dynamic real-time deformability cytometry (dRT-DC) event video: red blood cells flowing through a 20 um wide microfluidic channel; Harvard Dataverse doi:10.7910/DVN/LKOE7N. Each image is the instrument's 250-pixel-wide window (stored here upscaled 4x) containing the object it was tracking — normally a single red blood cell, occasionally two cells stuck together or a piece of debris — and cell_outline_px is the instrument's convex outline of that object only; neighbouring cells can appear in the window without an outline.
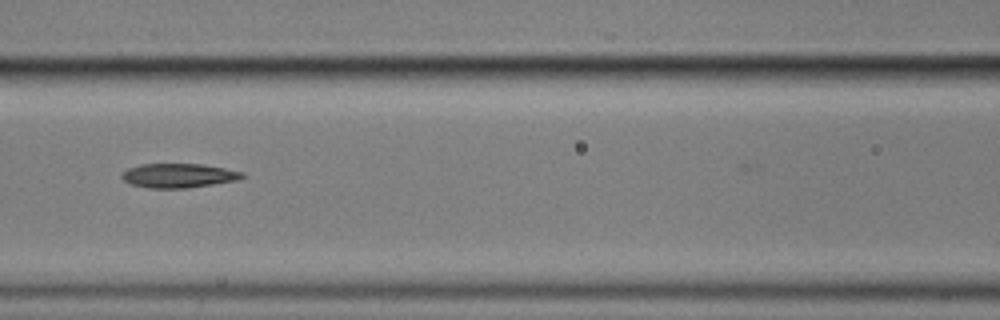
{"species": "common noctule bat (a hibernating species)", "species_latin": "Nyctalus noctula", "temperature_condition": "cold", "stored_images_in_passage": 10, "camera_frame_rate_fps": 3000, "um_per_image_px": 0.085, "animal": {"sex": "male", "body_mass_g": 17.9}, "frame": {"image": 1, "passage_image": 6, "time_ms": 7.667, "image_size_px": [1000, 320], "cell_outline_px": [[244, 176], [236, 180], [188, 188], [148, 188], [132, 184], [124, 180], [120, 176], [128, 168], [140, 164], [200, 164], [224, 168], [244, 172]], "centroid_in_image_um": [15.16, 14.92], "position_along_channel_um": 151.4, "area_um2": 16.82}}
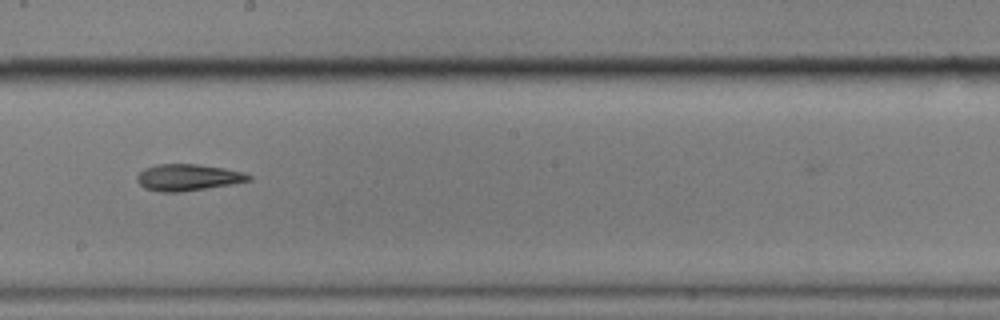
{"frame": {"image": 2, "passage_image": 8, "time_ms": 10.0, "image_size_px": [1000, 320], "cell_outline_px": [[252, 180], [232, 184], [180, 192], [156, 192], [144, 188], [136, 180], [136, 176], [144, 168], [156, 164], [196, 164], [224, 168], [244, 172], [252, 176]], "centroid_in_image_um": [15.95, 15.08], "position_along_channel_um": 232.2, "area_um2": 17.4}}
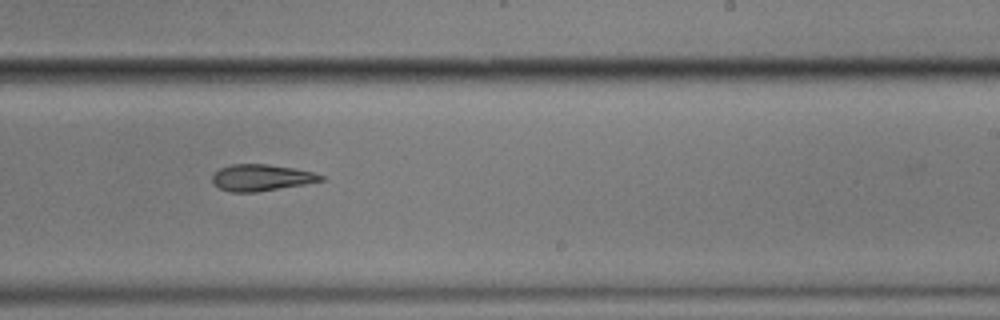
{"frame": {"image": 3, "passage_image": 9, "time_ms": 11.0, "image_size_px": [1000, 320], "cell_outline_px": [[324, 180], [304, 184], [256, 192], [228, 192], [212, 184], [212, 172], [220, 168], [232, 164], [268, 164], [296, 168], [312, 172], [324, 176]], "centroid_in_image_um": [22.16, 15.09], "position_along_channel_um": 266.8, "area_um2": 16.88}}